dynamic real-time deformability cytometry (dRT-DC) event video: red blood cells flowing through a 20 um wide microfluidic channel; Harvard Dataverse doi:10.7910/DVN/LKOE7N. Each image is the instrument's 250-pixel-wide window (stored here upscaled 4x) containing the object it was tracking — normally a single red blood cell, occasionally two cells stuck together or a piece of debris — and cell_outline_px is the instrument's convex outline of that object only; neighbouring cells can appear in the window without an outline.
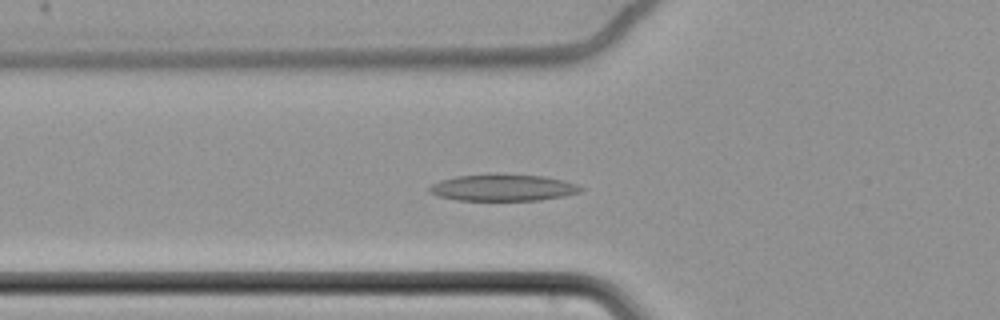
{"species": "common noctule bat (a hibernating species)", "species_latin": "Nyctalus noctula", "temperature_condition": "cold", "stored_images_in_passage": 43, "camera_frame_rate_fps": 3000, "um_per_image_px": 0.085, "animal": {"sex": "female", "body_mass_g": 22.7, "forearm_length_mm": 54.2}, "frame": {"image": 1, "passage_image": 5, "time_ms": 1.333, "image_size_px": [1000, 320], "cell_outline_px": [[584, 188], [580, 192], [564, 196], [540, 200], [456, 200], [440, 196], [428, 192], [428, 188], [432, 184], [440, 180], [456, 176], [488, 172], [544, 176], [564, 180], [576, 184]], "centroid_in_image_um": [42.74, 15.92], "position_along_channel_um": 83.1, "area_um2": 23.99}}
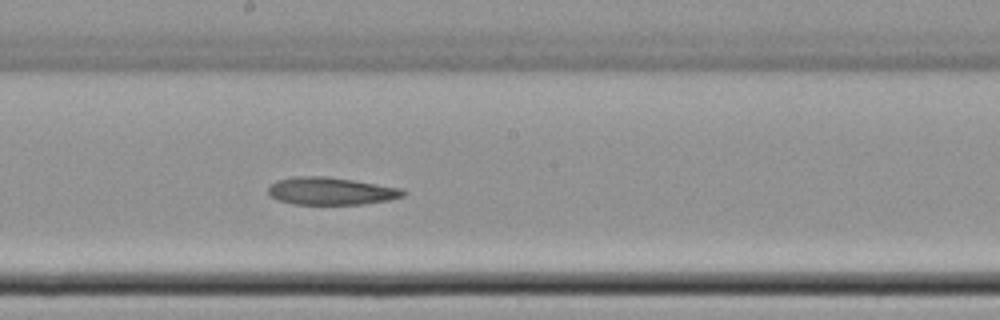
{"frame": {"image": 2, "passage_image": 17, "time_ms": 5.333, "image_size_px": [1000, 320], "cell_outline_px": [[408, 192], [404, 196], [388, 200], [360, 204], [292, 204], [276, 200], [268, 196], [268, 188], [276, 180], [296, 176], [328, 176], [400, 188]], "centroid_in_image_um": [28.08, 16.24], "position_along_channel_um": 220.1, "area_um2": 21.68}}
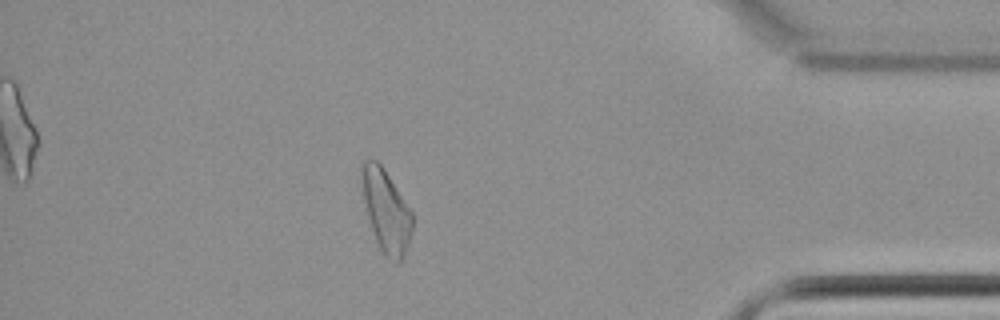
{"frame": {"image": 3, "passage_image": 36, "time_ms": 11.667, "image_size_px": [1000, 320], "cell_outline_px": [[412, 232], [404, 256], [396, 264], [388, 260], [380, 252], [368, 216], [364, 200], [360, 176], [360, 168], [364, 160], [376, 160], [384, 168], [412, 212]], "centroid_in_image_um": [32.81, 17.95], "position_along_channel_um": 402.4, "area_um2": 24.28}, "authors_computed_cell_mechanics": {"area_um2": 22.9466, "velocity_mm_per_s": 3.4397, "shape_relaxation_time_tau1_ms": 6.9636, "shape_relaxation_time_tau2_ms": null, "deformation_change_tau1": 0.0977, "deformation_change_tau2": null}}